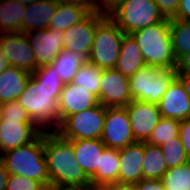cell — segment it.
I'll return each instance as SVG.
<instances>
[{
    "instance_id": "obj_1",
    "label": "cell",
    "mask_w": 190,
    "mask_h": 190,
    "mask_svg": "<svg viewBox=\"0 0 190 190\" xmlns=\"http://www.w3.org/2000/svg\"><path fill=\"white\" fill-rule=\"evenodd\" d=\"M55 71L52 64L38 67L16 99L42 132L50 131L49 126L56 131L61 125L58 99L64 84Z\"/></svg>"
},
{
    "instance_id": "obj_2",
    "label": "cell",
    "mask_w": 190,
    "mask_h": 190,
    "mask_svg": "<svg viewBox=\"0 0 190 190\" xmlns=\"http://www.w3.org/2000/svg\"><path fill=\"white\" fill-rule=\"evenodd\" d=\"M44 156L50 188L56 190H88L90 179L78 166L72 143L56 131L44 132Z\"/></svg>"
},
{
    "instance_id": "obj_3",
    "label": "cell",
    "mask_w": 190,
    "mask_h": 190,
    "mask_svg": "<svg viewBox=\"0 0 190 190\" xmlns=\"http://www.w3.org/2000/svg\"><path fill=\"white\" fill-rule=\"evenodd\" d=\"M0 160L9 175L25 176L41 182L47 189L50 188L44 156V132L34 141L2 153Z\"/></svg>"
},
{
    "instance_id": "obj_4",
    "label": "cell",
    "mask_w": 190,
    "mask_h": 190,
    "mask_svg": "<svg viewBox=\"0 0 190 190\" xmlns=\"http://www.w3.org/2000/svg\"><path fill=\"white\" fill-rule=\"evenodd\" d=\"M141 49L145 64L151 67L175 69L172 52L170 19L147 26L130 34Z\"/></svg>"
},
{
    "instance_id": "obj_5",
    "label": "cell",
    "mask_w": 190,
    "mask_h": 190,
    "mask_svg": "<svg viewBox=\"0 0 190 190\" xmlns=\"http://www.w3.org/2000/svg\"><path fill=\"white\" fill-rule=\"evenodd\" d=\"M107 15L128 35L165 20L154 0H122Z\"/></svg>"
},
{
    "instance_id": "obj_6",
    "label": "cell",
    "mask_w": 190,
    "mask_h": 190,
    "mask_svg": "<svg viewBox=\"0 0 190 190\" xmlns=\"http://www.w3.org/2000/svg\"><path fill=\"white\" fill-rule=\"evenodd\" d=\"M176 77V69L145 65L129 77L132 99L157 104Z\"/></svg>"
},
{
    "instance_id": "obj_7",
    "label": "cell",
    "mask_w": 190,
    "mask_h": 190,
    "mask_svg": "<svg viewBox=\"0 0 190 190\" xmlns=\"http://www.w3.org/2000/svg\"><path fill=\"white\" fill-rule=\"evenodd\" d=\"M125 33L107 16L96 28L88 62L101 69H115Z\"/></svg>"
},
{
    "instance_id": "obj_8",
    "label": "cell",
    "mask_w": 190,
    "mask_h": 190,
    "mask_svg": "<svg viewBox=\"0 0 190 190\" xmlns=\"http://www.w3.org/2000/svg\"><path fill=\"white\" fill-rule=\"evenodd\" d=\"M106 107L92 108L67 116L56 132L67 140L100 139L103 132Z\"/></svg>"
},
{
    "instance_id": "obj_9",
    "label": "cell",
    "mask_w": 190,
    "mask_h": 190,
    "mask_svg": "<svg viewBox=\"0 0 190 190\" xmlns=\"http://www.w3.org/2000/svg\"><path fill=\"white\" fill-rule=\"evenodd\" d=\"M0 51L11 67L33 74L38 68L29 34L23 32L1 33Z\"/></svg>"
},
{
    "instance_id": "obj_10",
    "label": "cell",
    "mask_w": 190,
    "mask_h": 190,
    "mask_svg": "<svg viewBox=\"0 0 190 190\" xmlns=\"http://www.w3.org/2000/svg\"><path fill=\"white\" fill-rule=\"evenodd\" d=\"M100 139L107 148L113 149H122L136 142L125 107H106Z\"/></svg>"
},
{
    "instance_id": "obj_11",
    "label": "cell",
    "mask_w": 190,
    "mask_h": 190,
    "mask_svg": "<svg viewBox=\"0 0 190 190\" xmlns=\"http://www.w3.org/2000/svg\"><path fill=\"white\" fill-rule=\"evenodd\" d=\"M107 16L100 11H91L82 21L62 32L64 49L81 53L88 59L96 28Z\"/></svg>"
},
{
    "instance_id": "obj_12",
    "label": "cell",
    "mask_w": 190,
    "mask_h": 190,
    "mask_svg": "<svg viewBox=\"0 0 190 190\" xmlns=\"http://www.w3.org/2000/svg\"><path fill=\"white\" fill-rule=\"evenodd\" d=\"M99 86L98 101L104 107H125L133 100L129 78L116 69H104Z\"/></svg>"
},
{
    "instance_id": "obj_13",
    "label": "cell",
    "mask_w": 190,
    "mask_h": 190,
    "mask_svg": "<svg viewBox=\"0 0 190 190\" xmlns=\"http://www.w3.org/2000/svg\"><path fill=\"white\" fill-rule=\"evenodd\" d=\"M125 109L135 141L146 142L161 118L157 104L132 100Z\"/></svg>"
},
{
    "instance_id": "obj_14",
    "label": "cell",
    "mask_w": 190,
    "mask_h": 190,
    "mask_svg": "<svg viewBox=\"0 0 190 190\" xmlns=\"http://www.w3.org/2000/svg\"><path fill=\"white\" fill-rule=\"evenodd\" d=\"M37 67L51 64L64 49L63 34L59 30L47 28L29 34Z\"/></svg>"
},
{
    "instance_id": "obj_15",
    "label": "cell",
    "mask_w": 190,
    "mask_h": 190,
    "mask_svg": "<svg viewBox=\"0 0 190 190\" xmlns=\"http://www.w3.org/2000/svg\"><path fill=\"white\" fill-rule=\"evenodd\" d=\"M163 118L185 120L190 118V100L184 85L176 77L157 103Z\"/></svg>"
},
{
    "instance_id": "obj_16",
    "label": "cell",
    "mask_w": 190,
    "mask_h": 190,
    "mask_svg": "<svg viewBox=\"0 0 190 190\" xmlns=\"http://www.w3.org/2000/svg\"><path fill=\"white\" fill-rule=\"evenodd\" d=\"M42 131L34 123L0 120V156L2 153L34 141Z\"/></svg>"
},
{
    "instance_id": "obj_17",
    "label": "cell",
    "mask_w": 190,
    "mask_h": 190,
    "mask_svg": "<svg viewBox=\"0 0 190 190\" xmlns=\"http://www.w3.org/2000/svg\"><path fill=\"white\" fill-rule=\"evenodd\" d=\"M99 104L98 98L84 87L73 83L64 84L58 99L61 122L69 115Z\"/></svg>"
},
{
    "instance_id": "obj_18",
    "label": "cell",
    "mask_w": 190,
    "mask_h": 190,
    "mask_svg": "<svg viewBox=\"0 0 190 190\" xmlns=\"http://www.w3.org/2000/svg\"><path fill=\"white\" fill-rule=\"evenodd\" d=\"M119 183L136 184L143 178L144 142H134L119 149Z\"/></svg>"
},
{
    "instance_id": "obj_19",
    "label": "cell",
    "mask_w": 190,
    "mask_h": 190,
    "mask_svg": "<svg viewBox=\"0 0 190 190\" xmlns=\"http://www.w3.org/2000/svg\"><path fill=\"white\" fill-rule=\"evenodd\" d=\"M73 145L75 159L86 176L91 179L100 171L103 151L107 148L101 139L69 140Z\"/></svg>"
},
{
    "instance_id": "obj_20",
    "label": "cell",
    "mask_w": 190,
    "mask_h": 190,
    "mask_svg": "<svg viewBox=\"0 0 190 190\" xmlns=\"http://www.w3.org/2000/svg\"><path fill=\"white\" fill-rule=\"evenodd\" d=\"M56 0H35L26 5L23 15V33L31 34L47 29L57 9Z\"/></svg>"
},
{
    "instance_id": "obj_21",
    "label": "cell",
    "mask_w": 190,
    "mask_h": 190,
    "mask_svg": "<svg viewBox=\"0 0 190 190\" xmlns=\"http://www.w3.org/2000/svg\"><path fill=\"white\" fill-rule=\"evenodd\" d=\"M145 65L141 49L135 39L131 35L125 34L121 41L119 58L115 69L129 78Z\"/></svg>"
},
{
    "instance_id": "obj_22",
    "label": "cell",
    "mask_w": 190,
    "mask_h": 190,
    "mask_svg": "<svg viewBox=\"0 0 190 190\" xmlns=\"http://www.w3.org/2000/svg\"><path fill=\"white\" fill-rule=\"evenodd\" d=\"M31 74L9 67L0 73V104L16 100L24 91Z\"/></svg>"
},
{
    "instance_id": "obj_23",
    "label": "cell",
    "mask_w": 190,
    "mask_h": 190,
    "mask_svg": "<svg viewBox=\"0 0 190 190\" xmlns=\"http://www.w3.org/2000/svg\"><path fill=\"white\" fill-rule=\"evenodd\" d=\"M119 149L106 148L100 161V171L90 179L91 187H105L119 182Z\"/></svg>"
},
{
    "instance_id": "obj_24",
    "label": "cell",
    "mask_w": 190,
    "mask_h": 190,
    "mask_svg": "<svg viewBox=\"0 0 190 190\" xmlns=\"http://www.w3.org/2000/svg\"><path fill=\"white\" fill-rule=\"evenodd\" d=\"M90 12L84 6L58 2L56 12L53 14L48 28L64 32L69 27L82 21Z\"/></svg>"
},
{
    "instance_id": "obj_25",
    "label": "cell",
    "mask_w": 190,
    "mask_h": 190,
    "mask_svg": "<svg viewBox=\"0 0 190 190\" xmlns=\"http://www.w3.org/2000/svg\"><path fill=\"white\" fill-rule=\"evenodd\" d=\"M25 8L14 0H0V33L23 32Z\"/></svg>"
},
{
    "instance_id": "obj_26",
    "label": "cell",
    "mask_w": 190,
    "mask_h": 190,
    "mask_svg": "<svg viewBox=\"0 0 190 190\" xmlns=\"http://www.w3.org/2000/svg\"><path fill=\"white\" fill-rule=\"evenodd\" d=\"M87 61L88 59L83 54L63 49L51 64L63 84H69L74 79L81 65Z\"/></svg>"
},
{
    "instance_id": "obj_27",
    "label": "cell",
    "mask_w": 190,
    "mask_h": 190,
    "mask_svg": "<svg viewBox=\"0 0 190 190\" xmlns=\"http://www.w3.org/2000/svg\"><path fill=\"white\" fill-rule=\"evenodd\" d=\"M142 167L143 178L162 179L168 168L160 146L144 142V163Z\"/></svg>"
},
{
    "instance_id": "obj_28",
    "label": "cell",
    "mask_w": 190,
    "mask_h": 190,
    "mask_svg": "<svg viewBox=\"0 0 190 190\" xmlns=\"http://www.w3.org/2000/svg\"><path fill=\"white\" fill-rule=\"evenodd\" d=\"M172 52L176 61L190 52V21L170 19Z\"/></svg>"
},
{
    "instance_id": "obj_29",
    "label": "cell",
    "mask_w": 190,
    "mask_h": 190,
    "mask_svg": "<svg viewBox=\"0 0 190 190\" xmlns=\"http://www.w3.org/2000/svg\"><path fill=\"white\" fill-rule=\"evenodd\" d=\"M103 69L96 65L86 62L82 64L71 83L84 87L99 99L100 80Z\"/></svg>"
},
{
    "instance_id": "obj_30",
    "label": "cell",
    "mask_w": 190,
    "mask_h": 190,
    "mask_svg": "<svg viewBox=\"0 0 190 190\" xmlns=\"http://www.w3.org/2000/svg\"><path fill=\"white\" fill-rule=\"evenodd\" d=\"M179 127V120L161 117L146 142L161 146L164 142L179 136Z\"/></svg>"
},
{
    "instance_id": "obj_31",
    "label": "cell",
    "mask_w": 190,
    "mask_h": 190,
    "mask_svg": "<svg viewBox=\"0 0 190 190\" xmlns=\"http://www.w3.org/2000/svg\"><path fill=\"white\" fill-rule=\"evenodd\" d=\"M162 181L166 190H190V169L187 164L168 169Z\"/></svg>"
},
{
    "instance_id": "obj_32",
    "label": "cell",
    "mask_w": 190,
    "mask_h": 190,
    "mask_svg": "<svg viewBox=\"0 0 190 190\" xmlns=\"http://www.w3.org/2000/svg\"><path fill=\"white\" fill-rule=\"evenodd\" d=\"M167 168H175L186 164L188 156L184 150L180 137H174L160 146Z\"/></svg>"
},
{
    "instance_id": "obj_33",
    "label": "cell",
    "mask_w": 190,
    "mask_h": 190,
    "mask_svg": "<svg viewBox=\"0 0 190 190\" xmlns=\"http://www.w3.org/2000/svg\"><path fill=\"white\" fill-rule=\"evenodd\" d=\"M1 118L18 121V123H33L28 112L17 100L1 104Z\"/></svg>"
},
{
    "instance_id": "obj_34",
    "label": "cell",
    "mask_w": 190,
    "mask_h": 190,
    "mask_svg": "<svg viewBox=\"0 0 190 190\" xmlns=\"http://www.w3.org/2000/svg\"><path fill=\"white\" fill-rule=\"evenodd\" d=\"M6 190H47L39 181L20 175H8Z\"/></svg>"
},
{
    "instance_id": "obj_35",
    "label": "cell",
    "mask_w": 190,
    "mask_h": 190,
    "mask_svg": "<svg viewBox=\"0 0 190 190\" xmlns=\"http://www.w3.org/2000/svg\"><path fill=\"white\" fill-rule=\"evenodd\" d=\"M154 2L165 19H173L177 16L180 0H154Z\"/></svg>"
},
{
    "instance_id": "obj_36",
    "label": "cell",
    "mask_w": 190,
    "mask_h": 190,
    "mask_svg": "<svg viewBox=\"0 0 190 190\" xmlns=\"http://www.w3.org/2000/svg\"><path fill=\"white\" fill-rule=\"evenodd\" d=\"M179 137L187 156H190V118L181 120Z\"/></svg>"
},
{
    "instance_id": "obj_37",
    "label": "cell",
    "mask_w": 190,
    "mask_h": 190,
    "mask_svg": "<svg viewBox=\"0 0 190 190\" xmlns=\"http://www.w3.org/2000/svg\"><path fill=\"white\" fill-rule=\"evenodd\" d=\"M134 186L136 190H166L162 179L142 178Z\"/></svg>"
},
{
    "instance_id": "obj_38",
    "label": "cell",
    "mask_w": 190,
    "mask_h": 190,
    "mask_svg": "<svg viewBox=\"0 0 190 190\" xmlns=\"http://www.w3.org/2000/svg\"><path fill=\"white\" fill-rule=\"evenodd\" d=\"M122 0H94L96 11L108 13Z\"/></svg>"
},
{
    "instance_id": "obj_39",
    "label": "cell",
    "mask_w": 190,
    "mask_h": 190,
    "mask_svg": "<svg viewBox=\"0 0 190 190\" xmlns=\"http://www.w3.org/2000/svg\"><path fill=\"white\" fill-rule=\"evenodd\" d=\"M177 74H189L190 73V52L183 55L176 65Z\"/></svg>"
},
{
    "instance_id": "obj_40",
    "label": "cell",
    "mask_w": 190,
    "mask_h": 190,
    "mask_svg": "<svg viewBox=\"0 0 190 190\" xmlns=\"http://www.w3.org/2000/svg\"><path fill=\"white\" fill-rule=\"evenodd\" d=\"M174 19L190 21V0H180L179 10Z\"/></svg>"
},
{
    "instance_id": "obj_41",
    "label": "cell",
    "mask_w": 190,
    "mask_h": 190,
    "mask_svg": "<svg viewBox=\"0 0 190 190\" xmlns=\"http://www.w3.org/2000/svg\"><path fill=\"white\" fill-rule=\"evenodd\" d=\"M56 1L65 4H77L80 6L87 7L90 11H96L94 0H56Z\"/></svg>"
},
{
    "instance_id": "obj_42",
    "label": "cell",
    "mask_w": 190,
    "mask_h": 190,
    "mask_svg": "<svg viewBox=\"0 0 190 190\" xmlns=\"http://www.w3.org/2000/svg\"><path fill=\"white\" fill-rule=\"evenodd\" d=\"M108 190H136L134 184L111 183L105 186Z\"/></svg>"
},
{
    "instance_id": "obj_43",
    "label": "cell",
    "mask_w": 190,
    "mask_h": 190,
    "mask_svg": "<svg viewBox=\"0 0 190 190\" xmlns=\"http://www.w3.org/2000/svg\"><path fill=\"white\" fill-rule=\"evenodd\" d=\"M8 175L4 163L0 160V190H6Z\"/></svg>"
},
{
    "instance_id": "obj_44",
    "label": "cell",
    "mask_w": 190,
    "mask_h": 190,
    "mask_svg": "<svg viewBox=\"0 0 190 190\" xmlns=\"http://www.w3.org/2000/svg\"><path fill=\"white\" fill-rule=\"evenodd\" d=\"M177 78L184 85L185 91L190 100V73L189 74H177Z\"/></svg>"
},
{
    "instance_id": "obj_45",
    "label": "cell",
    "mask_w": 190,
    "mask_h": 190,
    "mask_svg": "<svg viewBox=\"0 0 190 190\" xmlns=\"http://www.w3.org/2000/svg\"><path fill=\"white\" fill-rule=\"evenodd\" d=\"M9 67H11L9 61L6 59V57L0 51V73Z\"/></svg>"
},
{
    "instance_id": "obj_46",
    "label": "cell",
    "mask_w": 190,
    "mask_h": 190,
    "mask_svg": "<svg viewBox=\"0 0 190 190\" xmlns=\"http://www.w3.org/2000/svg\"><path fill=\"white\" fill-rule=\"evenodd\" d=\"M14 1L19 2V3H23L25 5H28V4L32 3L33 1H35V0H14Z\"/></svg>"
},
{
    "instance_id": "obj_47",
    "label": "cell",
    "mask_w": 190,
    "mask_h": 190,
    "mask_svg": "<svg viewBox=\"0 0 190 190\" xmlns=\"http://www.w3.org/2000/svg\"><path fill=\"white\" fill-rule=\"evenodd\" d=\"M93 190H108L106 187H93Z\"/></svg>"
},
{
    "instance_id": "obj_48",
    "label": "cell",
    "mask_w": 190,
    "mask_h": 190,
    "mask_svg": "<svg viewBox=\"0 0 190 190\" xmlns=\"http://www.w3.org/2000/svg\"><path fill=\"white\" fill-rule=\"evenodd\" d=\"M186 164H187L188 168L190 169V156H188Z\"/></svg>"
},
{
    "instance_id": "obj_49",
    "label": "cell",
    "mask_w": 190,
    "mask_h": 190,
    "mask_svg": "<svg viewBox=\"0 0 190 190\" xmlns=\"http://www.w3.org/2000/svg\"><path fill=\"white\" fill-rule=\"evenodd\" d=\"M0 120H1V104H0Z\"/></svg>"
}]
</instances>
